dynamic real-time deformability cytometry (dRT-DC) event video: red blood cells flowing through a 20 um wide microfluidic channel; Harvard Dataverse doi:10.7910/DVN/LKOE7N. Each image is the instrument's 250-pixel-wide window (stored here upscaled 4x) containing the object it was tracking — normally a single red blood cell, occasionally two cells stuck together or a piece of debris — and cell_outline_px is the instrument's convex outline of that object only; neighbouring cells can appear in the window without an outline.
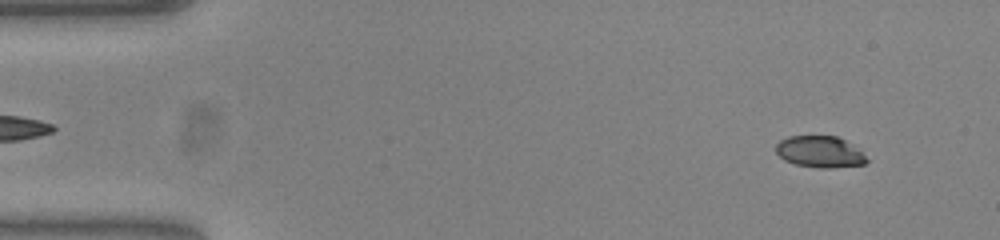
{"species": "common noctule bat (a hibernating species)", "species_latin": "Nyctalus noctula", "temperature_condition": "warm", "stored_images_in_passage": 53, "camera_frame_rate_fps": 3000, "um_per_image_px": 0.085, "animal": {"sex": "female", "body_mass_g": 23.0, "forearm_length_mm": 53.4}, "frame": {"image": 1, "passage_image": 4, "time_ms": 1.0, "image_size_px": [1000, 240], "cell_outline_px": [[868, 160], [864, 164], [828, 168], [820, 168], [796, 164], [784, 160], [776, 152], [776, 144], [780, 140], [788, 136], [836, 136], [844, 140], [860, 152]], "centroid_in_image_um": [69.63, 12.9], "position_along_channel_um": 15.4, "area_um2": 16.3}}
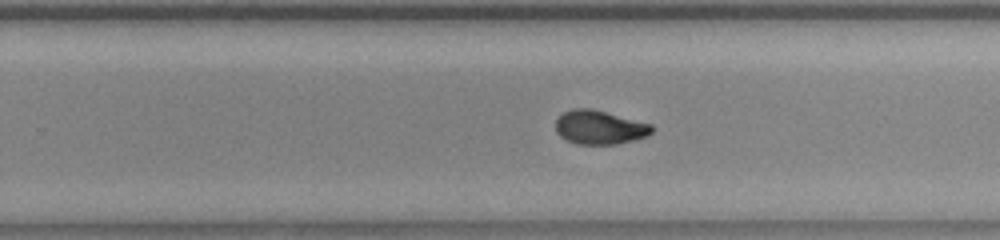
{"frame": {"image": 2, "passage_image": 33, "time_ms": 10.667, "image_size_px": [1000, 240], "cell_outline_px": [[652, 132], [648, 136], [616, 144], [576, 144], [560, 136], [556, 132], [556, 120], [564, 112], [572, 108], [592, 108], [652, 124]], "centroid_in_image_um": [50.96, 10.82], "position_along_channel_um": 278.8, "area_um2": 18.96}}
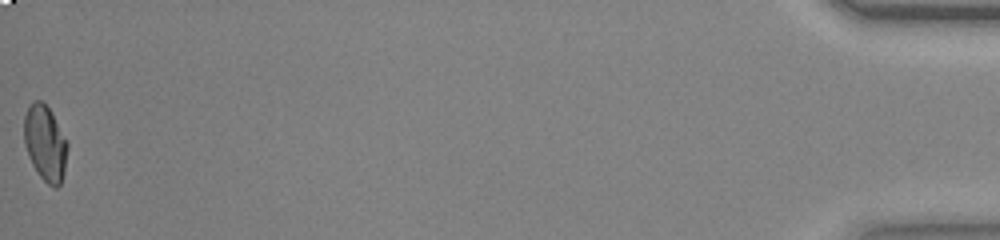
{"frame": {"image": 3, "passage_image": 53, "time_ms": 17.333, "image_size_px": [1000, 240], "cell_outline_px": [[68, 148], [64, 172], [60, 184], [56, 188], [48, 184], [40, 176], [32, 164], [28, 156], [24, 144], [24, 116], [28, 108], [36, 100], [40, 100], [52, 112], [68, 140]], "centroid_in_image_um": [3.86, 12.17], "position_along_channel_um": 431.3, "area_um2": 19.19}, "authors_computed_cell_mechanics": {"area_um2": 19.0162, "velocity_mm_per_s": 3.8394, "shape_relaxation_time_tau1_ms": null, "shape_relaxation_time_tau2_ms": 1.1329, "deformation_change_tau1": null, "deformation_change_tau2": 0.0432}}